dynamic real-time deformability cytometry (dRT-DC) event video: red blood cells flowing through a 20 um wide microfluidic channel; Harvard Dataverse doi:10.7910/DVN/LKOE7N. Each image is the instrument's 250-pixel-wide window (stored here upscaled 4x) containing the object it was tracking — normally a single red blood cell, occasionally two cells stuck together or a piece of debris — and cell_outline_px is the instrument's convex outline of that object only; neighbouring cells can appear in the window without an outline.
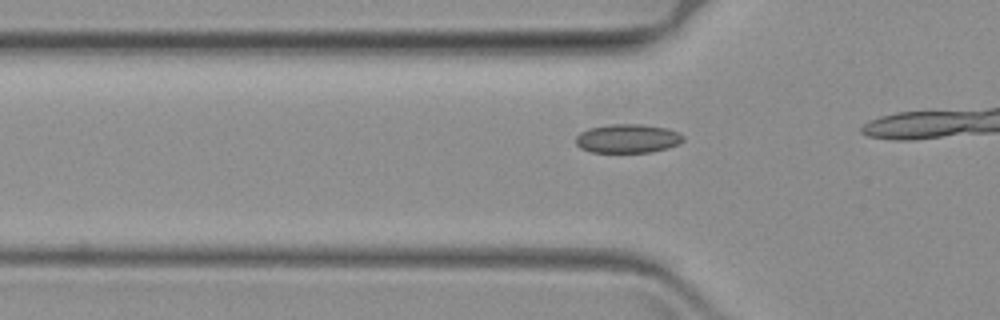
{"species": "common noctule bat (a hibernating species)", "species_latin": "Nyctalus noctula", "temperature_condition": "warm", "stored_images_in_passage": 22, "camera_frame_rate_fps": 3000, "um_per_image_px": 0.085, "animal": {"sex": "female", "body_mass_g": 19.3, "forearm_length_mm": 54.1}, "frame": {"image": 1, "passage_image": 15, "time_ms": 4.667, "image_size_px": [1000, 320], "cell_outline_px": [[684, 140], [680, 144], [668, 148], [652, 152], [592, 152], [580, 148], [576, 144], [576, 136], [580, 132], [588, 128], [608, 124], [640, 124], [668, 128], [680, 132], [684, 136]], "centroid_in_image_um": [53.38, 11.77], "position_along_channel_um": 72.4, "area_um2": 18.32}}
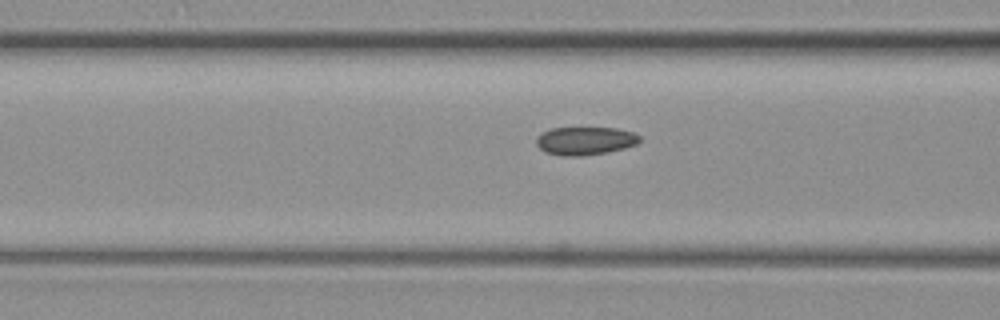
{"frame": {"image": 2, "passage_image": 19, "time_ms": 6.0, "image_size_px": [1000, 320], "cell_outline_px": [[640, 140], [636, 144], [624, 148], [608, 152], [584, 156], [560, 156], [544, 152], [536, 144], [536, 136], [552, 128], [616, 128], [632, 132], [640, 136]], "centroid_in_image_um": [49.71, 11.98], "position_along_channel_um": 116.9, "area_um2": 16.99}}